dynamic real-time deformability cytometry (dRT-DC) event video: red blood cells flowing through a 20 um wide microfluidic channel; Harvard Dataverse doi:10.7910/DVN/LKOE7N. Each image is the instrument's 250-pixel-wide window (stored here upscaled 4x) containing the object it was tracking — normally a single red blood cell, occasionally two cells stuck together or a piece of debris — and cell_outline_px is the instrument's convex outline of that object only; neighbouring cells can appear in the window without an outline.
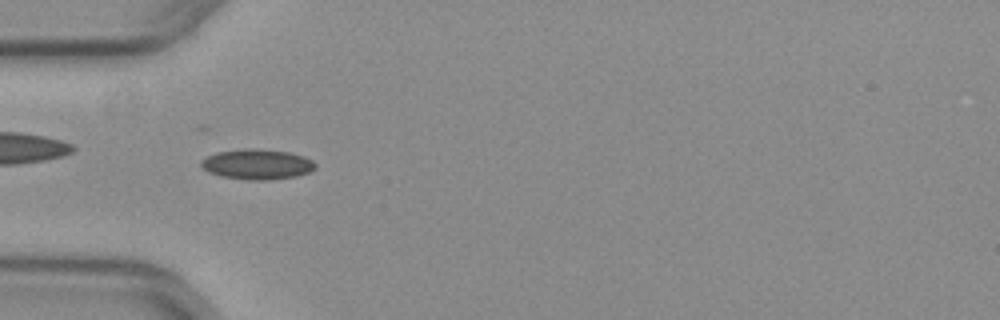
{"species": "common noctule bat (a hibernating species)", "species_latin": "Nyctalus noctula", "temperature_condition": "warm", "stored_images_in_passage": 53, "camera_frame_rate_fps": 3000, "um_per_image_px": 0.085, "animal": {"sex": "female", "body_mass_g": 29.2, "forearm_length_mm": 56.3}, "frame": {"image": 1, "passage_image": 17, "time_ms": 5.333, "image_size_px": [1000, 320], "cell_outline_px": [[316, 168], [308, 172], [296, 176], [268, 180], [248, 180], [220, 176], [208, 172], [200, 164], [200, 160], [216, 152], [244, 148], [252, 148], [288, 152], [304, 156], [312, 160], [316, 164]], "centroid_in_image_um": [21.84, 13.96], "position_along_channel_um": 63.2, "area_um2": 20.17}}
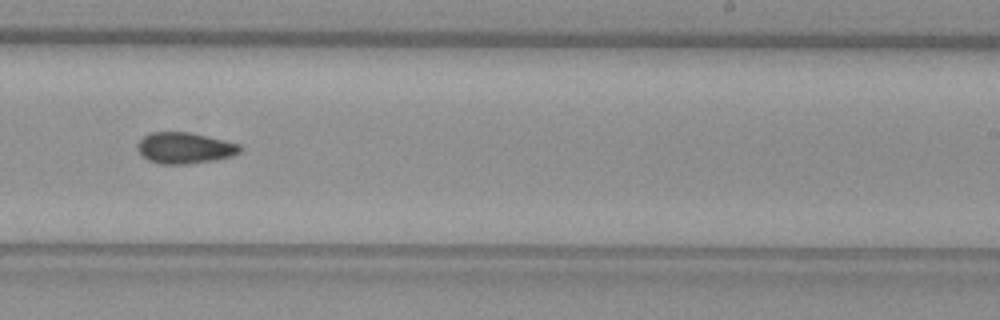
{"frame": {"image": 2, "passage_image": 33, "time_ms": 10.667, "image_size_px": [1000, 320], "cell_outline_px": [[240, 152], [232, 156], [216, 160], [188, 164], [160, 164], [148, 160], [140, 156], [136, 148], [136, 144], [148, 132], [192, 132], [240, 144]], "centroid_in_image_um": [15.66, 12.58], "position_along_channel_um": 273.3, "area_um2": 18.9}}
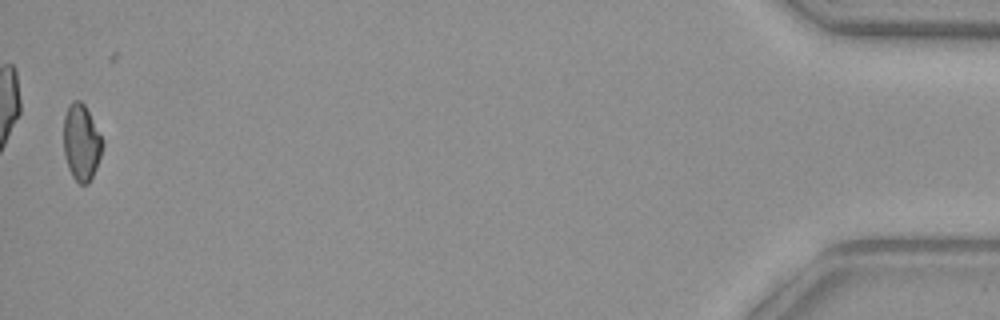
{"frame": {"image": 3, "passage_image": 52, "time_ms": 17.0, "image_size_px": [1000, 320], "cell_outline_px": [[104, 144], [96, 168], [88, 184], [80, 184], [72, 176], [68, 168], [64, 152], [64, 116], [68, 104], [72, 100], [80, 100], [84, 104], [104, 140]], "centroid_in_image_um": [6.92, 12.09], "position_along_channel_um": 428.3, "area_um2": 17.34}, "authors_computed_cell_mechanics": {"area_um2": 18.207, "velocity_mm_per_s": 3.968, "shape_relaxation_time_tau1_ms": null, "shape_relaxation_time_tau2_ms": 2.8996, "deformation_change_tau1": null, "deformation_change_tau2": 0.0744}}